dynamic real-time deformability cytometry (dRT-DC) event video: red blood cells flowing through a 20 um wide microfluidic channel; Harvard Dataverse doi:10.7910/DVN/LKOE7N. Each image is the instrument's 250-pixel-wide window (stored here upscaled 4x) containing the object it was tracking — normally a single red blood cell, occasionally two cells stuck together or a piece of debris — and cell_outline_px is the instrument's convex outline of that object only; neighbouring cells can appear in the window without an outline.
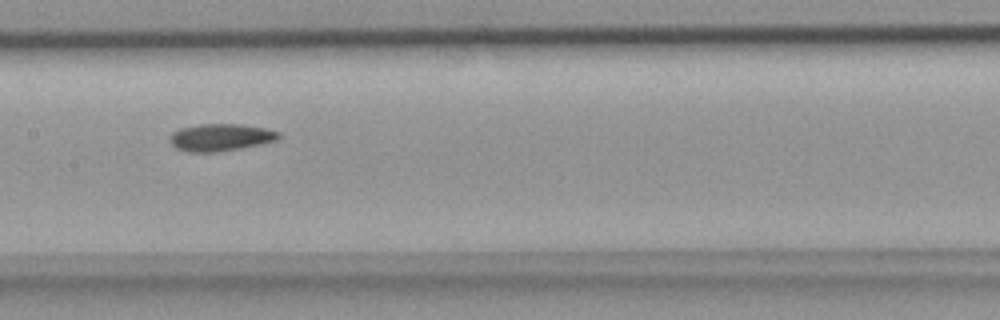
{"species": "common noctule bat (a hibernating species)", "species_latin": "Nyctalus noctula", "temperature_condition": "room temperature", "stored_images_in_passage": 8, "segment_of_instrument_passage": [2, 2], "camera_frame_rate_fps": 3000, "um_per_image_px": 0.085, "animal": {"sex": "female", "body_mass_g": 18.4}, "frame": {"image": 1, "passage_image": 6, "time_ms": 1.667, "image_size_px": [1000, 320], "cell_outline_px": [[280, 136], [276, 140], [260, 144], [240, 148], [216, 152], [188, 152], [176, 148], [168, 140], [172, 132], [180, 128], [200, 124], [240, 124], [264, 128], [280, 132]], "centroid_in_image_um": [18.71, 11.67], "position_along_channel_um": 188.7, "area_um2": 17.22}}
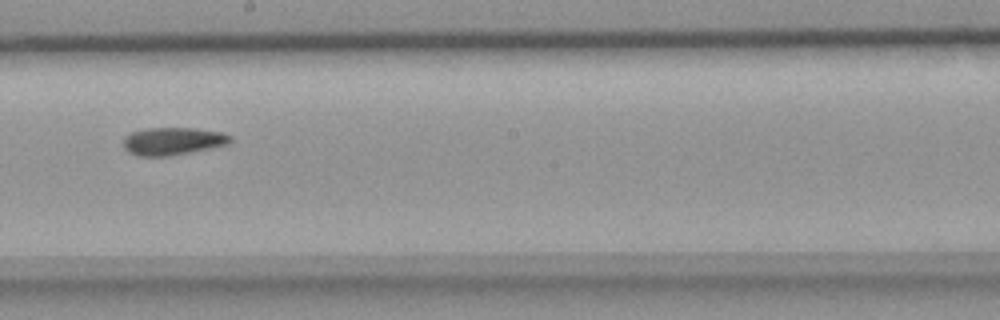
{"frame": {"image": 2, "passage_image": 7, "time_ms": 2.0, "image_size_px": [1000, 320], "cell_outline_px": [[232, 140], [228, 144], [172, 156], [136, 156], [128, 152], [124, 148], [124, 136], [132, 132], [148, 128], [192, 128], [220, 132], [232, 136]], "centroid_in_image_um": [14.66, 12.01], "position_along_channel_um": 233.5, "area_um2": 17.22}}
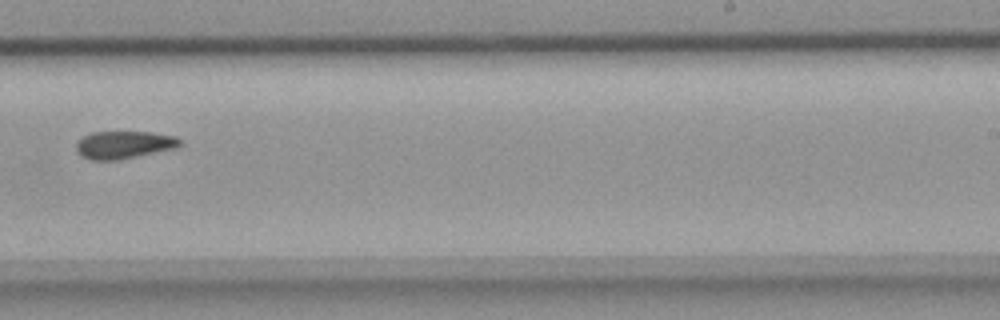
{"frame": {"image": 3, "passage_image": 8, "time_ms": 2.333, "image_size_px": [1000, 320], "cell_outline_px": [[180, 144], [176, 148], [116, 160], [92, 160], [76, 152], [76, 140], [92, 132], [152, 132], [176, 136], [180, 140]], "centroid_in_image_um": [10.51, 12.29], "position_along_channel_um": 278.5, "area_um2": 16.59}}